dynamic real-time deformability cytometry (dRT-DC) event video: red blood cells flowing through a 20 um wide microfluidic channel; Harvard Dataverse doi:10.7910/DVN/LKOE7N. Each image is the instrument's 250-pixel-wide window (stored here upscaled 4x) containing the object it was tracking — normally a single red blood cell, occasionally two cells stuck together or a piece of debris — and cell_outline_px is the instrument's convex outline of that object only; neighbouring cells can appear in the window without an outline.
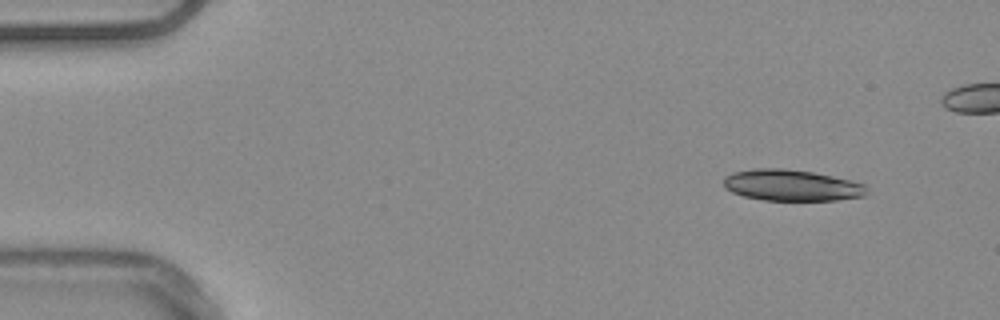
{"species": "common noctule bat (a hibernating species)", "species_latin": "Nyctalus noctula", "temperature_condition": "warm", "stored_images_in_passage": 19, "camera_frame_rate_fps": 3000, "um_per_image_px": 0.085, "animal": {"sex": "male", "body_mass_g": 20.4}, "frame": {"image": 1, "passage_image": 4, "time_ms": 1.0, "image_size_px": [1000, 320], "cell_outline_px": [[868, 192], [864, 196], [836, 200], [764, 200], [744, 196], [732, 192], [724, 188], [724, 176], [732, 172], [752, 168], [784, 168], [812, 172], [832, 176], [864, 184], [868, 188]], "centroid_in_image_um": [67.26, 15.74], "position_along_channel_um": 17.7, "area_um2": 26.13}}